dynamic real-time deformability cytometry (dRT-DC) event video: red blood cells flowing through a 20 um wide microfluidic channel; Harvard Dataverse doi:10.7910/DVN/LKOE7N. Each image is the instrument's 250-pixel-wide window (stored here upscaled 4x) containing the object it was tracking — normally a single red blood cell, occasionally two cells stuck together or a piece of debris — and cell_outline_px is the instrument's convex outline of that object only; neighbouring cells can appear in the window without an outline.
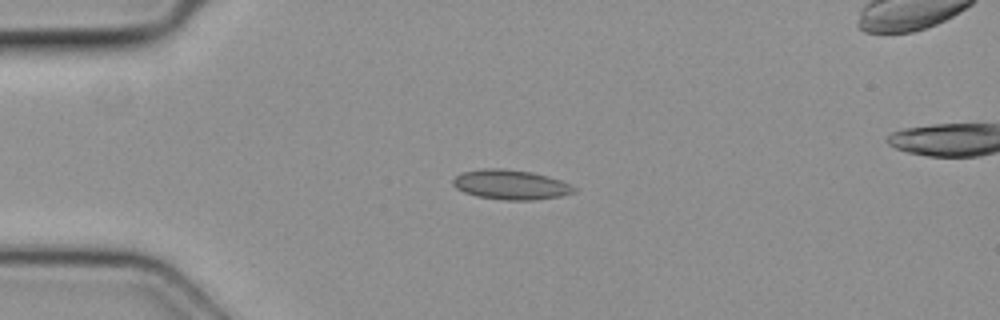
{"species": "common noctule bat (a hibernating species)", "species_latin": "Nyctalus noctula", "temperature_condition": "cold", "stored_images_in_passage": 5, "camera_frame_rate_fps": 3000, "um_per_image_px": 0.085, "animal": {"sex": "female", "body_mass_g": 19.3, "forearm_length_mm": 54.1}, "frame": {"image": 1, "passage_image": 3, "time_ms": 0.667, "image_size_px": [1000, 320], "cell_outline_px": [[576, 192], [560, 196], [532, 200], [504, 200], [476, 196], [464, 192], [456, 188], [452, 184], [452, 180], [456, 176], [464, 172], [484, 168], [504, 168], [532, 172], [548, 176], [560, 180], [576, 188]], "centroid_in_image_um": [43.4, 15.69], "position_along_channel_um": 41.6, "area_um2": 20.92}}
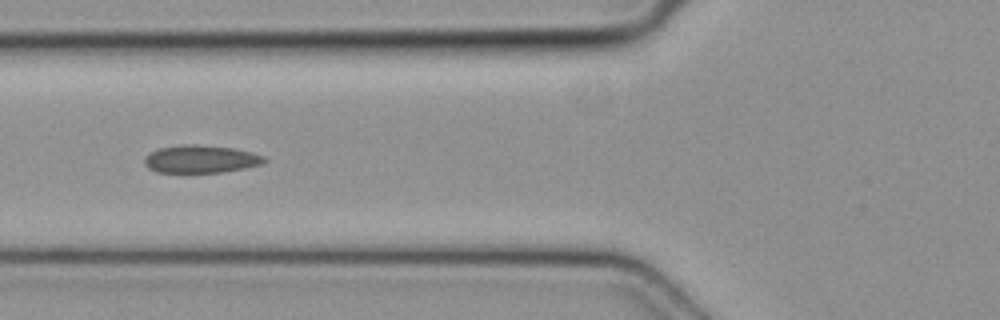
{"frame": {"image": 2, "passage_image": 5, "time_ms": 1.333, "image_size_px": [1000, 320], "cell_outline_px": [[268, 160], [264, 164], [224, 172], [184, 176], [156, 172], [148, 168], [144, 164], [144, 156], [160, 148], [184, 144], [196, 144], [232, 148], [252, 152], [264, 156]], "centroid_in_image_um": [17.03, 13.58], "position_along_channel_um": 108.8, "area_um2": 20.4}}